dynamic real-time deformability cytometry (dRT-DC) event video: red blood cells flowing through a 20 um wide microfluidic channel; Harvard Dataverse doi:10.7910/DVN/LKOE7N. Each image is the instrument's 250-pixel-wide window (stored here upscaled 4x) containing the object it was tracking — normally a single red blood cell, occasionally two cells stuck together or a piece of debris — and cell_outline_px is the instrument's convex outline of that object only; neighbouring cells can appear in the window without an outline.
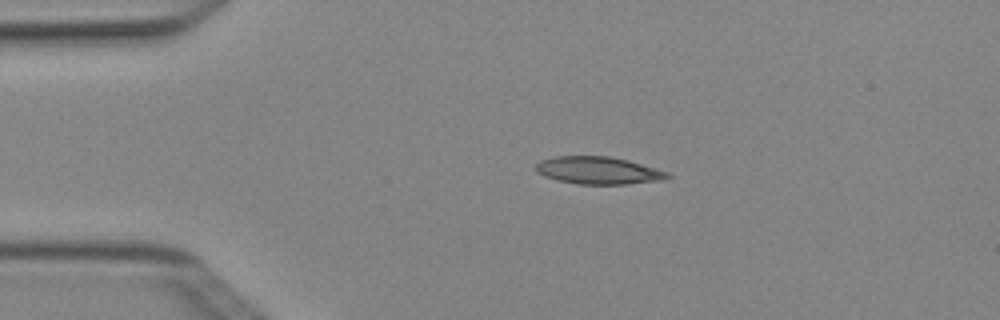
{"species": "Egyptian fruit bat (a non-hibernating species)", "species_latin": "Rousettus aegyptiacus", "temperature_condition": "cold", "stored_images_in_passage": 2, "camera_frame_rate_fps": 3000, "um_per_image_px": 0.085, "animal": {"sex": "female"}, "frame": {"image": 1, "passage_image": 1, "time_ms": 0.0, "image_size_px": [1000, 320], "cell_outline_px": [[672, 176], [664, 180], [628, 184], [576, 184], [556, 180], [544, 176], [536, 172], [536, 164], [540, 160], [556, 156], [608, 156], [628, 160], [668, 172]], "centroid_in_image_um": [50.85, 14.49], "position_along_channel_um": 34.2, "area_um2": 21.15}}
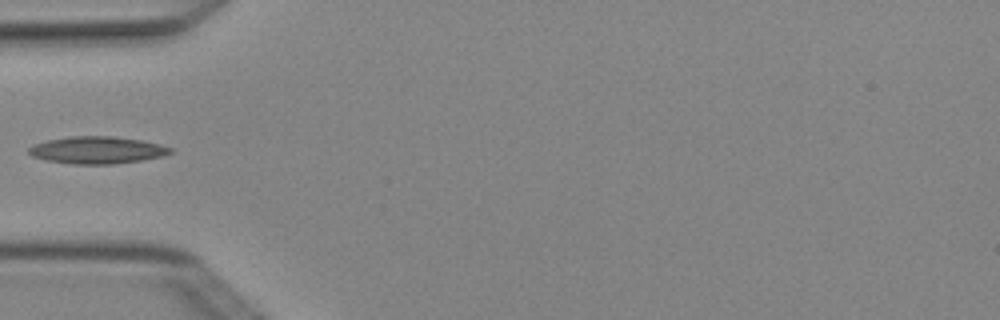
{"frame": {"image": 2, "passage_image": 2, "time_ms": 0.333, "image_size_px": [1000, 320], "cell_outline_px": [[176, 152], [164, 156], [140, 160], [112, 164], [72, 164], [44, 160], [32, 156], [28, 152], [28, 148], [32, 144], [48, 140], [72, 136], [112, 136], [144, 140], [160, 144], [172, 148]], "centroid_in_image_um": [8.28, 12.75], "position_along_channel_um": 76.7, "area_um2": 22.66}}